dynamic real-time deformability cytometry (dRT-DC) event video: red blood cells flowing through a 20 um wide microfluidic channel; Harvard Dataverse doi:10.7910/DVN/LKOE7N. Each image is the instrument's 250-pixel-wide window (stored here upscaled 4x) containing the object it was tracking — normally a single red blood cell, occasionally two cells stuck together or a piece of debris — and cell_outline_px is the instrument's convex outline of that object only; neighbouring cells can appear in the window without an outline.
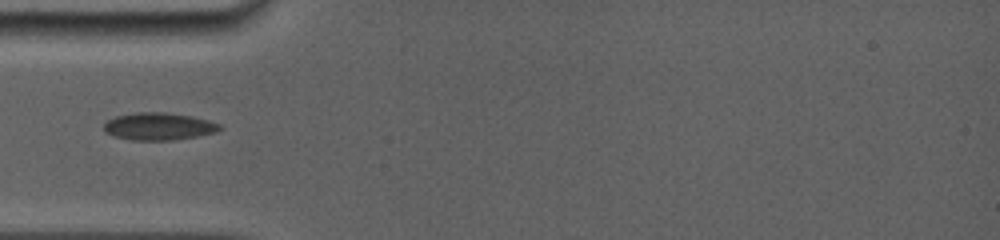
{"species": "common noctule bat (a hibernating species)", "species_latin": "Nyctalus noctula", "temperature_condition": "room temperature", "stored_images_in_passage": 26, "camera_frame_rate_fps": 5000, "um_per_image_px": 0.085, "animal": {"sex": "female", "body_mass_g": 19.0, "forearm_length_mm": 56.7}, "frame": {"image": 1, "passage_image": 3, "time_ms": 1.0, "image_size_px": [1000, 240], "cell_outline_px": [[224, 128], [216, 132], [196, 136], [172, 140], [132, 140], [116, 136], [104, 132], [104, 124], [108, 120], [116, 116], [136, 112], [164, 112], [192, 116], [208, 120], [220, 124]], "centroid_in_image_um": [13.51, 10.74], "position_along_channel_um": 71.5, "area_um2": 18.44}}
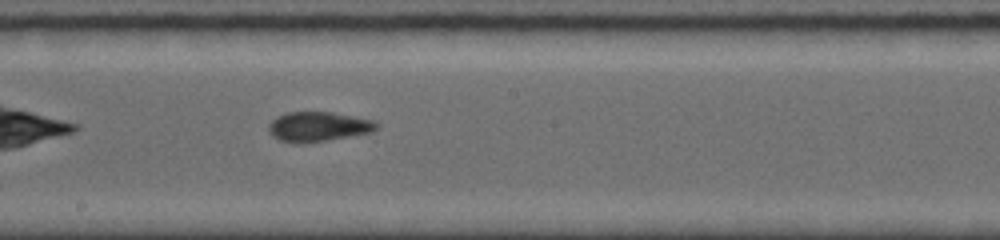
{"frame": {"image": 2, "passage_image": 11, "time_ms": 4.8, "image_size_px": [1000, 240], "cell_outline_px": [[380, 124], [372, 132], [324, 140], [280, 140], [272, 136], [268, 132], [268, 124], [276, 116], [288, 112], [332, 112], [376, 120]], "centroid_in_image_um": [27.09, 10.71], "position_along_channel_um": 221.1, "area_um2": 18.09}}
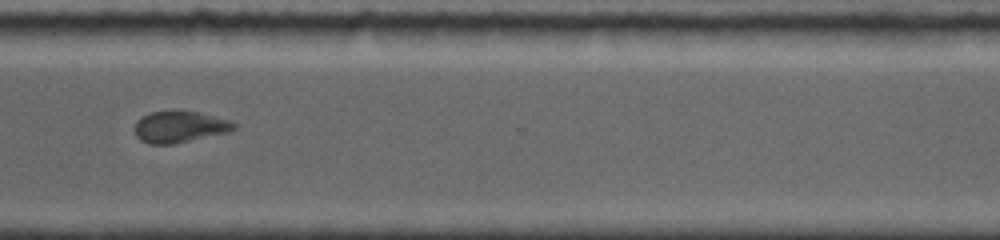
{"frame": {"image": 3, "passage_image": 18, "time_ms": 8.2, "image_size_px": [1000, 240], "cell_outline_px": [[236, 128], [228, 132], [172, 144], [148, 144], [140, 140], [136, 136], [136, 120], [140, 116], [152, 112], [200, 112], [228, 120], [236, 124]], "centroid_in_image_um": [15.25, 10.79], "position_along_channel_um": 355.4, "area_um2": 17.86}, "authors_computed_cell_mechanics": {"area_um2": 18.4093, "velocity_mm_per_s": 3.9318, "shape_relaxation_time_tau1_ms": null, "shape_relaxation_time_tau2_ms": 3.5356, "deformation_change_tau1": null, "deformation_change_tau2": 0.0758}}